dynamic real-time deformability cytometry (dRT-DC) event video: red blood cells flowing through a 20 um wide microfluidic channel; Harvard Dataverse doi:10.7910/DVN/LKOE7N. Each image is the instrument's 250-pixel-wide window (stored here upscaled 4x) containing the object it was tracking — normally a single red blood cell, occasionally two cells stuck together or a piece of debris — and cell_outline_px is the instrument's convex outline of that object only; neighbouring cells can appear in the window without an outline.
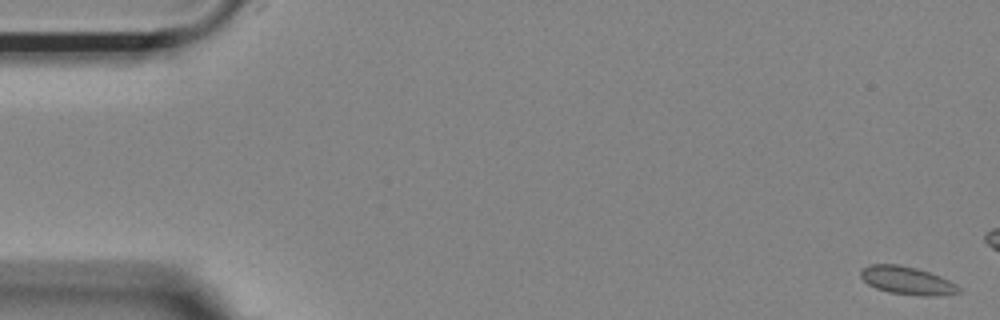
{"species": "Egyptian fruit bat (a non-hibernating species)", "species_latin": "Rousettus aegyptiacus", "temperature_condition": "room temperature", "stored_images_in_passage": 14, "camera_frame_rate_fps": 3000, "um_per_image_px": 0.085, "animal": {"sex": "female"}, "frame": {"image": 1, "passage_image": 1, "time_ms": 0.0, "image_size_px": [1000, 320], "cell_outline_px": [[960, 292], [936, 296], [924, 296], [888, 292], [876, 288], [868, 284], [860, 276], [860, 268], [868, 264], [896, 264], [916, 268], [940, 276], [956, 284], [960, 288]], "centroid_in_image_um": [77.06, 23.84], "position_along_channel_um": 7.9, "area_um2": 15.95}}